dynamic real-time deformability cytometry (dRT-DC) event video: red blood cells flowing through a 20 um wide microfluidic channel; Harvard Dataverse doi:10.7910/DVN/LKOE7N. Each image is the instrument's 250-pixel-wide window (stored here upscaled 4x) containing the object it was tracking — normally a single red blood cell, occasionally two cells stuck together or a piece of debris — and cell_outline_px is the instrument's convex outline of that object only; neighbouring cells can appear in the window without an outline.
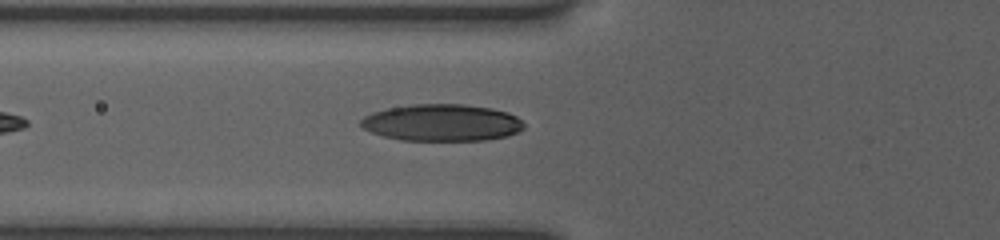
{"species": "human", "species_latin": "Homo sapiens", "temperature_condition": "room temperature", "stored_images_in_passage": 17, "camera_frame_rate_fps": 3000, "um_per_image_px": 0.085, "donor": {"sex": "female"}, "frame": {"image": 1, "passage_image": 11, "time_ms": 6.0, "image_size_px": [1000, 240], "cell_outline_px": [[524, 128], [508, 136], [484, 140], [400, 140], [384, 136], [372, 132], [364, 128], [360, 124], [360, 120], [364, 116], [372, 112], [388, 108], [412, 104], [464, 104], [492, 108], [508, 112], [516, 116], [524, 124]], "centroid_in_image_um": [37.56, 10.42], "position_along_channel_um": 88.2, "area_um2": 35.03}}
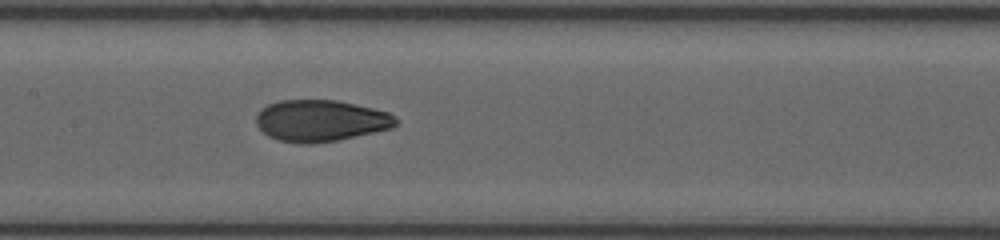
{"frame": {"image": 2, "passage_image": 15, "time_ms": 8.333, "image_size_px": [1000, 240], "cell_outline_px": [[400, 120], [392, 128], [336, 140], [312, 144], [300, 144], [276, 140], [268, 136], [256, 124], [256, 116], [260, 108], [268, 104], [280, 100], [336, 100], [372, 108], [388, 112], [396, 116]], "centroid_in_image_um": [27.24, 10.26], "position_along_channel_um": 180.2, "area_um2": 33.93}}
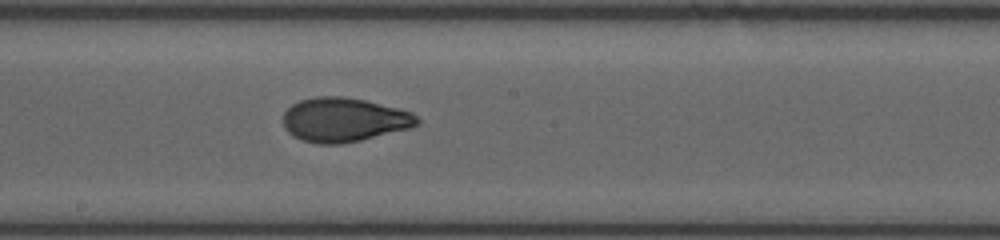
{"frame": {"image": 3, "passage_image": 17, "time_ms": 9.333, "image_size_px": [1000, 240], "cell_outline_px": [[420, 124], [412, 128], [360, 140], [340, 144], [320, 144], [304, 140], [292, 136], [284, 128], [284, 112], [292, 104], [300, 100], [316, 96], [344, 96], [364, 100], [400, 108], [412, 112], [420, 120]], "centroid_in_image_um": [29.27, 10.17], "position_along_channel_um": 218.9, "area_um2": 34.62}}